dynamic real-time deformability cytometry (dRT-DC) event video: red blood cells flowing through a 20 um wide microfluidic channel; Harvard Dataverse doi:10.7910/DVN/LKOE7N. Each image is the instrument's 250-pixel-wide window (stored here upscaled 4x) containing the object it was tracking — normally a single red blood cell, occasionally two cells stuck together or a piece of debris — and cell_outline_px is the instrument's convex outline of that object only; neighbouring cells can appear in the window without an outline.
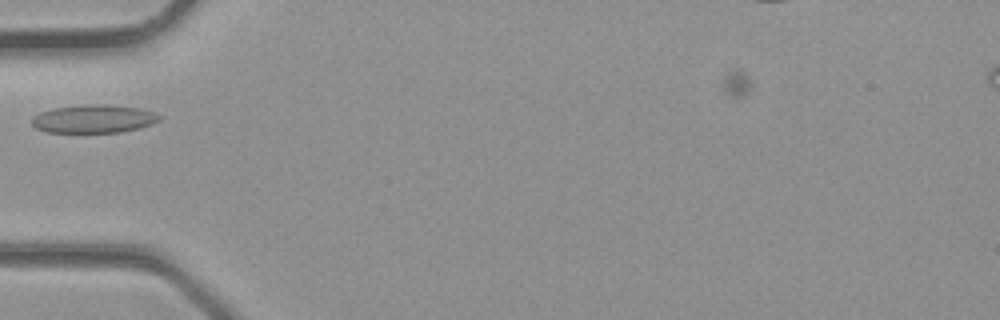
{"species": "common noctule bat (a hibernating species)", "species_latin": "Nyctalus noctula", "temperature_condition": "room temperature", "stored_images_in_passage": 2, "camera_frame_rate_fps": 3000, "um_per_image_px": 0.085, "animal": {"sex": "male", "body_mass_g": 23.1, "forearm_length_mm": 52.7}, "frame": {"image": 1, "passage_image": 2, "time_ms": 0.333, "image_size_px": [1000, 320], "cell_outline_px": [[160, 120], [152, 124], [140, 128], [120, 132], [48, 132], [36, 128], [32, 124], [32, 116], [40, 112], [52, 108], [84, 104], [104, 104], [140, 108], [156, 112], [160, 116]], "centroid_in_image_um": [7.97, 10.09], "position_along_channel_um": 77.0, "area_um2": 21.1}}